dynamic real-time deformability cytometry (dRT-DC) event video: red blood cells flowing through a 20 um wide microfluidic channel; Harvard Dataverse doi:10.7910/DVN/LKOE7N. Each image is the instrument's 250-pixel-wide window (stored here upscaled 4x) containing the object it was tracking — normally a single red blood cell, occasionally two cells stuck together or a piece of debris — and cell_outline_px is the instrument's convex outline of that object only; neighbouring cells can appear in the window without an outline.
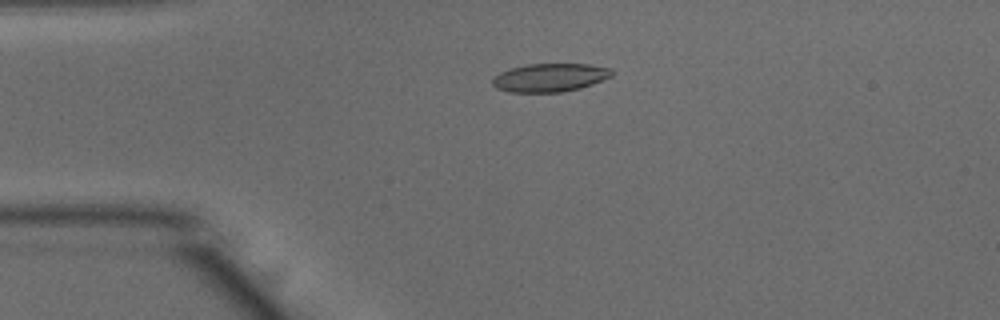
{"species": "common noctule bat (a hibernating species)", "species_latin": "Nyctalus noctula", "temperature_condition": "warm", "stored_images_in_passage": 51, "camera_frame_rate_fps": 3000, "um_per_image_px": 0.085, "animal": {"sex": "male", "body_mass_g": 15.6}, "frame": {"image": 1, "passage_image": 12, "time_ms": 3.667, "image_size_px": [1000, 320], "cell_outline_px": [[612, 76], [592, 84], [580, 88], [564, 92], [508, 92], [496, 88], [492, 84], [492, 80], [500, 72], [512, 68], [528, 64], [588, 64], [612, 68]], "centroid_in_image_um": [46.75, 6.6], "position_along_channel_um": 38.3, "area_um2": 19.65}}
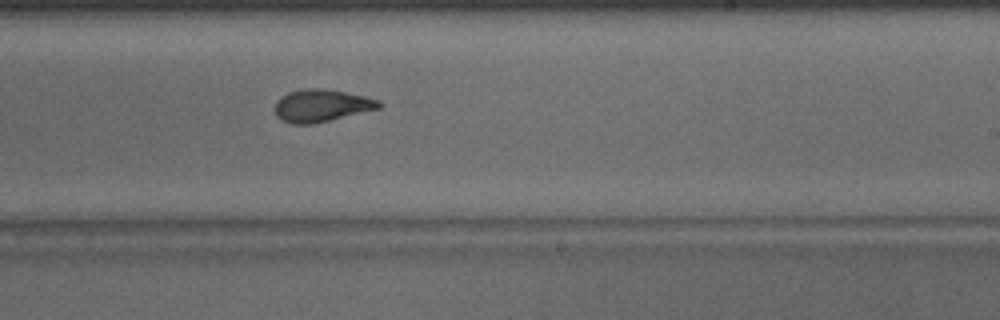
{"frame": {"image": 2, "passage_image": 31, "time_ms": 10.0, "image_size_px": [1000, 320], "cell_outline_px": [[384, 104], [380, 108], [312, 124], [292, 124], [280, 120], [276, 116], [276, 100], [280, 96], [288, 92], [304, 88], [324, 88], [364, 96], [380, 100]], "centroid_in_image_um": [27.31, 8.97], "position_along_channel_um": 261.7, "area_um2": 19.71}}
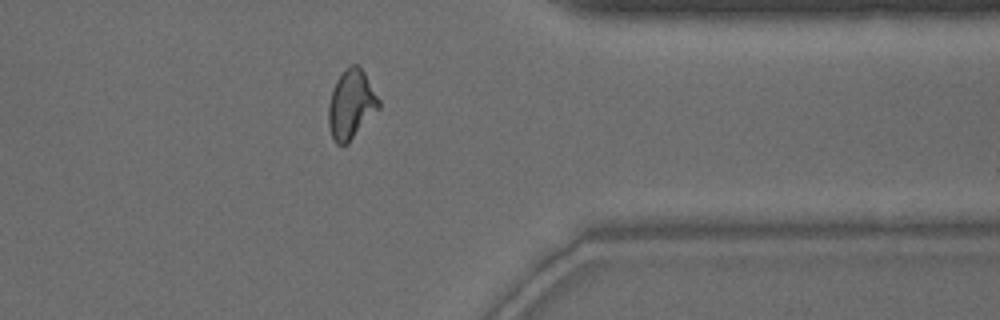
{"frame": {"image": 3, "passage_image": 41, "time_ms": 13.333, "image_size_px": [1000, 320], "cell_outline_px": [[380, 108], [348, 144], [336, 144], [332, 136], [328, 124], [328, 104], [332, 88], [336, 80], [344, 68], [352, 64], [356, 64], [364, 72], [380, 100]], "centroid_in_image_um": [29.84, 8.87], "position_along_channel_um": 381.6, "area_um2": 20.4}, "authors_computed_cell_mechanics": {"area_um2": 19.7098, "velocity_mm_per_s": 3.9367, "shape_relaxation_time_tau1_ms": 5.7203, "shape_relaxation_time_tau2_ms": 1.8305, "deformation_change_tau1": 0.2112, "deformation_change_tau2": 0.0925}}